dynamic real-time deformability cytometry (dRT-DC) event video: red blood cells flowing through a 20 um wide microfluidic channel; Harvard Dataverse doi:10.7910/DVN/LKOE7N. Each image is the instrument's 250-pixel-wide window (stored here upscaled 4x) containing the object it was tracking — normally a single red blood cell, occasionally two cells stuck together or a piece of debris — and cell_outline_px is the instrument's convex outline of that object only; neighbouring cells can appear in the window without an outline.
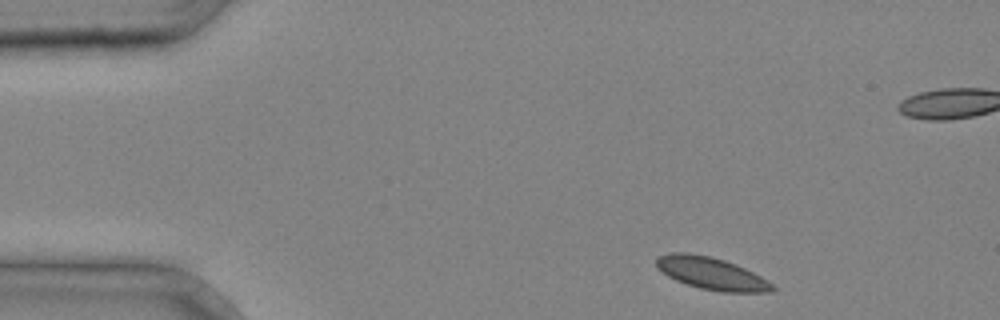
{"species": "common noctule bat (a hibernating species)", "species_latin": "Nyctalus noctula", "temperature_condition": "cold", "stored_images_in_passage": 2, "camera_frame_rate_fps": 3000, "um_per_image_px": 0.085, "animal": {"sex": "male", "body_mass_g": 20.4}, "frame": {"image": 1, "passage_image": 2, "time_ms": 0.333, "image_size_px": [1000, 320], "cell_outline_px": [[776, 288], [772, 292], [720, 292], [700, 288], [676, 280], [668, 276], [656, 264], [656, 256], [672, 252], [688, 252], [712, 256], [736, 264], [768, 280]], "centroid_in_image_um": [60.48, 23.23], "position_along_channel_um": 24.5, "area_um2": 21.79}}